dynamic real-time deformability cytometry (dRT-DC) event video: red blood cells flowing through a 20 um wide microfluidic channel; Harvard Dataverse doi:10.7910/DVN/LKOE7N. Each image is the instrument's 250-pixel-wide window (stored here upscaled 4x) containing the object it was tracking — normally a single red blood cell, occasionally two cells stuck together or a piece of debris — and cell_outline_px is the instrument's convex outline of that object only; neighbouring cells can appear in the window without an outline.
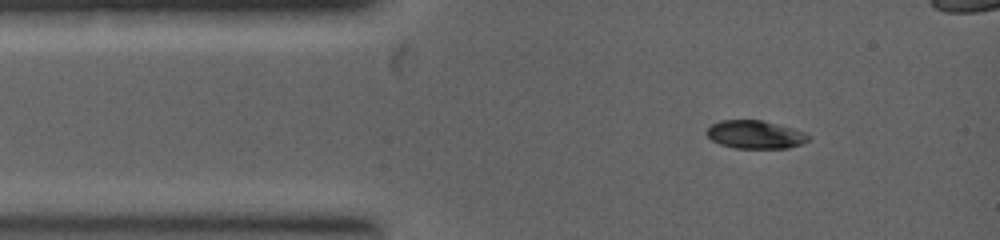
{"species": "common noctule bat (a hibernating species)", "species_latin": "Nyctalus noctula", "temperature_condition": "warm", "stored_images_in_passage": 3, "camera_frame_rate_fps": 5000, "um_per_image_px": 0.085, "animal": {"sex": "female", "body_mass_g": 19.0, "forearm_length_mm": 53.3}, "frame": {"image": 1, "passage_image": 1, "time_ms": 0.0, "image_size_px": [1000, 240], "cell_outline_px": [[808, 140], [800, 144], [788, 148], [736, 148], [720, 144], [712, 140], [704, 132], [712, 124], [720, 120], [760, 120], [792, 128], [804, 132], [808, 136]], "centroid_in_image_um": [64.15, 11.44], "position_along_channel_um": 20.9, "area_um2": 16.47}}